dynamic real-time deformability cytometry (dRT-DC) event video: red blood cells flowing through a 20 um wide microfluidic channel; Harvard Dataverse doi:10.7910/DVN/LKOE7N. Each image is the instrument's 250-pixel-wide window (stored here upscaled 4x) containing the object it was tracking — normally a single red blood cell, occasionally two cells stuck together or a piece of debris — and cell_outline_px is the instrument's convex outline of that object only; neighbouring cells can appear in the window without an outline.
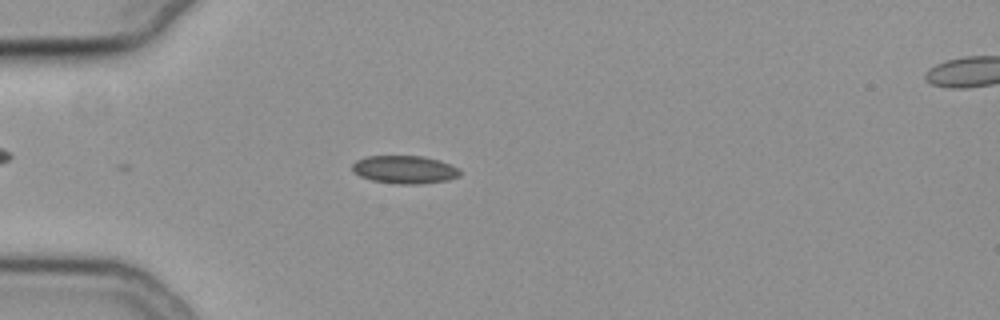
{"species": "common noctule bat (a hibernating species)", "species_latin": "Nyctalus noctula", "temperature_condition": "cold", "stored_images_in_passage": 34, "camera_frame_rate_fps": 3000, "um_per_image_px": 0.085, "animal": {"sex": "female", "body_mass_g": 19.3, "forearm_length_mm": 54.1}, "frame": {"image": 1, "passage_image": 1, "time_ms": 0.0, "image_size_px": [1000, 320], "cell_outline_px": [[460, 176], [448, 180], [416, 184], [396, 184], [372, 180], [360, 176], [352, 172], [352, 164], [356, 160], [368, 156], [424, 156], [440, 160], [460, 168]], "centroid_in_image_um": [34.4, 14.41], "position_along_channel_um": 50.6, "area_um2": 17.69}}
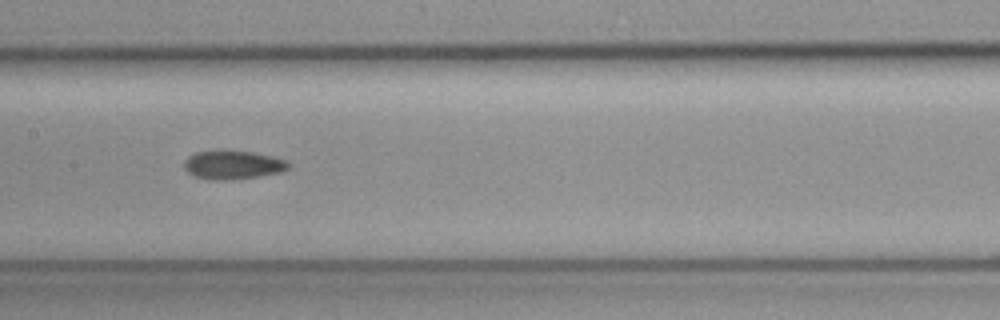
{"frame": {"image": 2, "passage_image": 13, "time_ms": 4.0, "image_size_px": [1000, 320], "cell_outline_px": [[288, 168], [280, 172], [232, 180], [212, 180], [192, 176], [184, 168], [184, 160], [188, 156], [196, 152], [252, 152], [272, 156], [288, 160]], "centroid_in_image_um": [19.77, 14.04], "position_along_channel_um": 187.6, "area_um2": 17.05}}
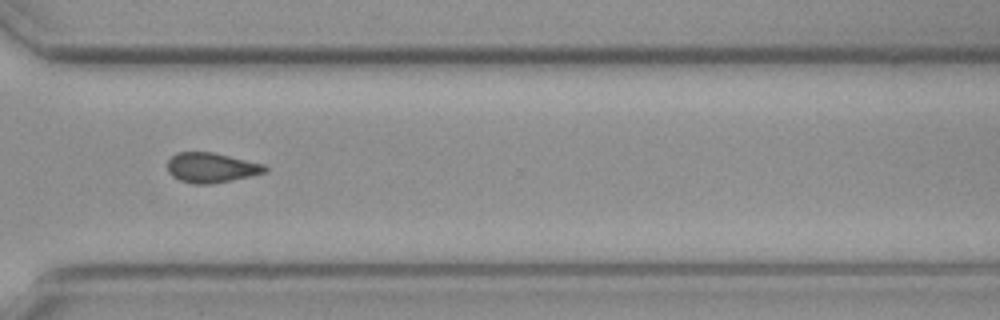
{"frame": {"image": 3, "passage_image": 26, "time_ms": 8.333, "image_size_px": [1000, 320], "cell_outline_px": [[268, 172], [232, 180], [212, 184], [196, 184], [180, 180], [172, 176], [168, 172], [168, 160], [176, 152], [212, 152], [264, 164], [268, 168]], "centroid_in_image_um": [17.97, 14.25], "position_along_channel_um": 352.6, "area_um2": 16.99}}